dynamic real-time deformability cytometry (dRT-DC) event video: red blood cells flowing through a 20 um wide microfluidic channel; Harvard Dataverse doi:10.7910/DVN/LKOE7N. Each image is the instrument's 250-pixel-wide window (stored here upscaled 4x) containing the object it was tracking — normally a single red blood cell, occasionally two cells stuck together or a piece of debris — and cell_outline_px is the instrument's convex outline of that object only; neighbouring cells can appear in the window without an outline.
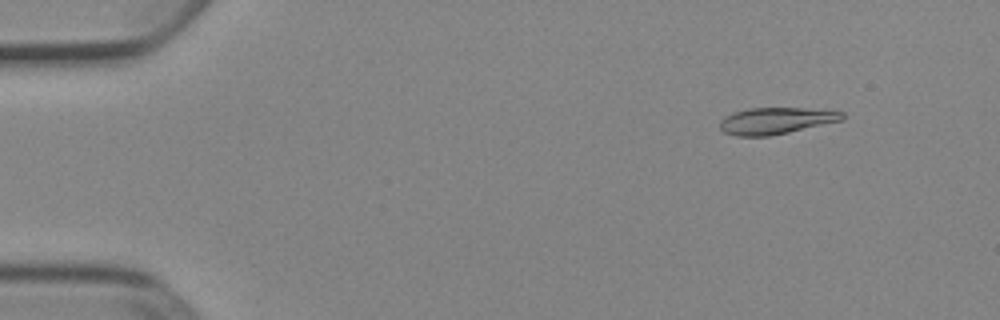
{"species": "Egyptian fruit bat (a non-hibernating species)", "species_latin": "Rousettus aegyptiacus", "temperature_condition": "cold", "stored_images_in_passage": 52, "camera_frame_rate_fps": 3000, "um_per_image_px": 0.085, "animal": {"sex": "female"}, "frame": {"image": 1, "passage_image": 6, "time_ms": 1.667, "image_size_px": [1000, 320], "cell_outline_px": [[844, 120], [788, 132], [768, 136], [736, 136], [724, 132], [720, 128], [720, 120], [724, 116], [732, 112], [748, 108], [804, 108], [844, 112]], "centroid_in_image_um": [65.92, 10.26], "position_along_channel_um": 19.1, "area_um2": 18.96}}
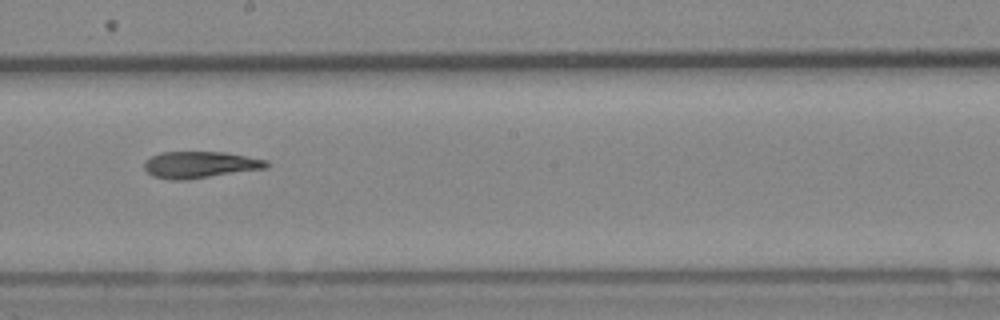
{"frame": {"image": 2, "passage_image": 30, "time_ms": 9.667, "image_size_px": [1000, 320], "cell_outline_px": [[272, 164], [268, 168], [184, 180], [172, 180], [152, 176], [144, 168], [144, 160], [160, 152], [224, 152], [268, 160]], "centroid_in_image_um": [17.02, 14.0], "position_along_channel_um": 231.2, "area_um2": 19.07}}
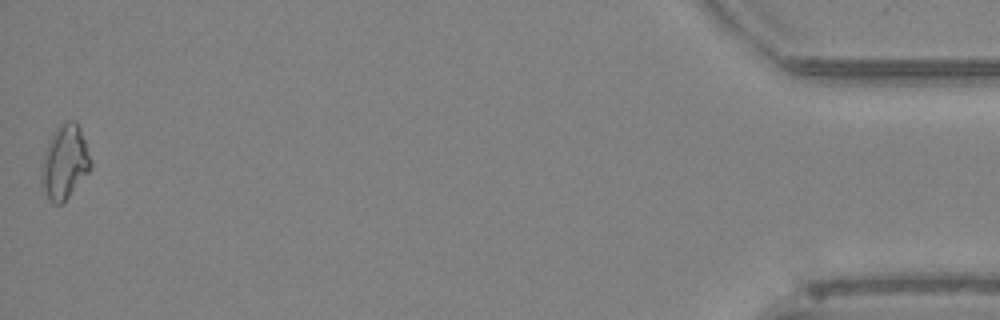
{"frame": {"image": 3, "passage_image": 52, "time_ms": 17.0, "image_size_px": [1000, 320], "cell_outline_px": [[92, 168], [68, 196], [60, 204], [52, 204], [48, 200], [40, 184], [40, 176], [44, 156], [48, 144], [52, 136], [60, 124], [64, 120], [76, 120], [80, 128], [92, 160]], "centroid_in_image_um": [5.5, 13.79], "position_along_channel_um": 429.7, "area_um2": 21.15}, "authors_computed_cell_mechanics": {"area_um2": 19.2474, "velocity_mm_per_s": 3.9144, "shape_relaxation_time_tau1_ms": 8.0271, "shape_relaxation_time_tau2_ms": null, "deformation_change_tau1": 0.2008, "deformation_change_tau2": null}}